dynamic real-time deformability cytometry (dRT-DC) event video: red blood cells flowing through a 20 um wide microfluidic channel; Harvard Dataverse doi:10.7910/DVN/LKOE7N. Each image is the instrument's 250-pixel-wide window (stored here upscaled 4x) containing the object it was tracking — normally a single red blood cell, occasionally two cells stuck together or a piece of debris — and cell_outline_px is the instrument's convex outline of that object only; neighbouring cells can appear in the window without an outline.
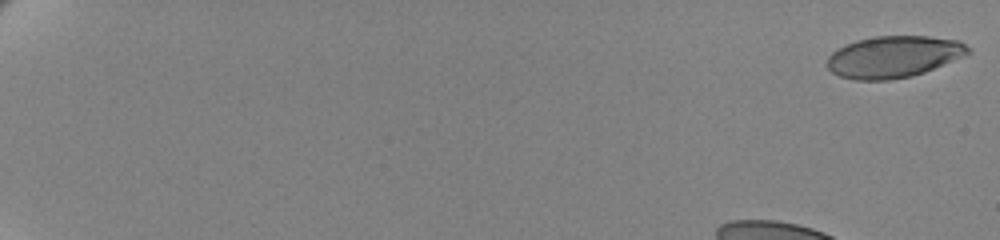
{"species": "human", "species_latin": "Homo sapiens", "temperature_condition": "cold", "stored_images_in_passage": 54, "camera_frame_rate_fps": 3000, "um_per_image_px": 0.085, "donor": {"sex": "female"}, "frame": {"image": 1, "passage_image": 1, "time_ms": 0.0, "image_size_px": [1000, 240], "cell_outline_px": [[972, 52], [964, 56], [924, 72], [912, 76], [888, 80], [856, 80], [840, 76], [832, 72], [824, 64], [828, 56], [832, 52], [856, 40], [876, 36], [928, 36], [960, 40], [972, 48]], "centroid_in_image_um": [75.98, 4.82], "position_along_channel_um": 9.0, "area_um2": 34.39}}
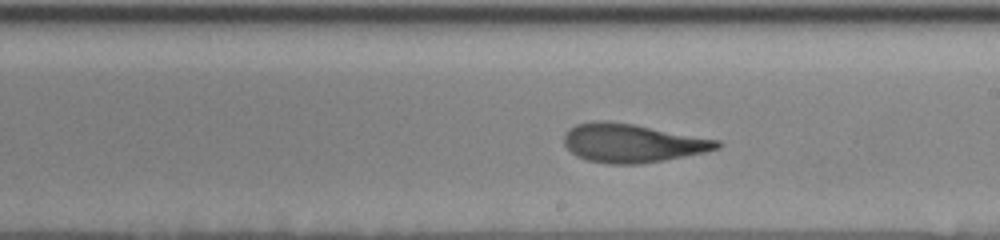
{"frame": {"image": 2, "passage_image": 35, "time_ms": 11.333, "image_size_px": [1000, 240], "cell_outline_px": [[720, 148], [704, 152], [684, 156], [636, 164], [608, 164], [588, 160], [576, 156], [564, 144], [564, 132], [568, 128], [576, 124], [600, 120], [632, 124], [720, 140]], "centroid_in_image_um": [53.7, 12.16], "position_along_channel_um": 235.3, "area_um2": 34.04}}
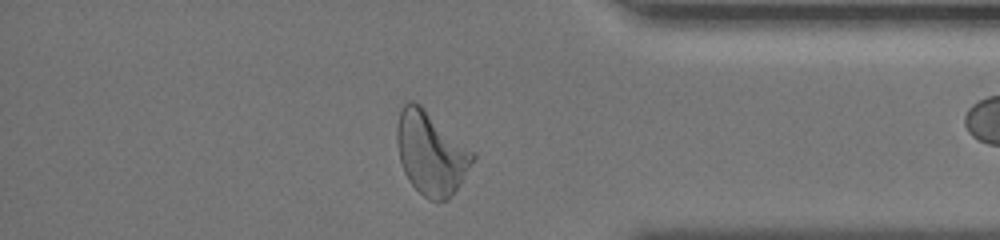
{"frame": {"image": 3, "passage_image": 50, "time_ms": 16.333, "image_size_px": [1000, 240], "cell_outline_px": [[476, 156], [456, 192], [448, 200], [428, 200], [408, 180], [404, 172], [400, 160], [396, 140], [396, 128], [400, 108], [408, 100], [412, 100], [420, 104], [476, 152]], "centroid_in_image_um": [36.64, 13.0], "position_along_channel_um": 398.6, "area_um2": 37.05}, "authors_computed_cell_mechanics": {"area_um2": 34.2754, "velocity_mm_per_s": 3.4518, "shape_relaxation_time_tau1_ms": 5.3809, "shape_relaxation_time_tau2_ms": 1.7111, "deformation_change_tau1": 0.2084, "deformation_change_tau2": 0.0928}}